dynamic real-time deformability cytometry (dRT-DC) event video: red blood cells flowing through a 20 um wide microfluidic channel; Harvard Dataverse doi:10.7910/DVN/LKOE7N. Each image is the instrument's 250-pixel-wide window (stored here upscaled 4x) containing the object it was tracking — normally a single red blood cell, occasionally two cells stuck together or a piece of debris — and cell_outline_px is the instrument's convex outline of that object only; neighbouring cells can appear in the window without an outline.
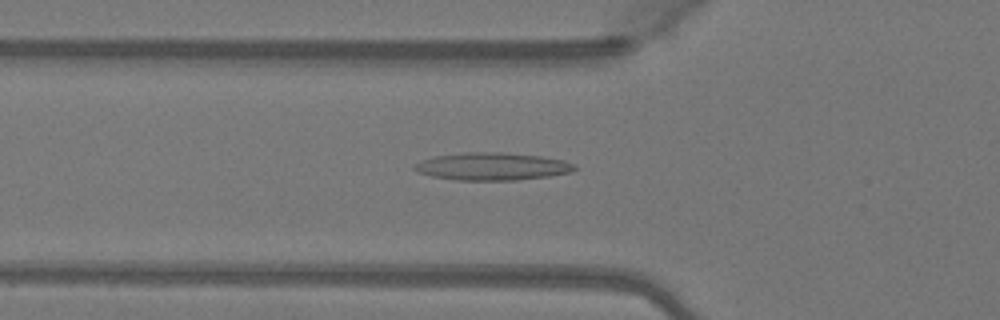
{"species": "Egyptian fruit bat (a non-hibernating species)", "species_latin": "Rousettus aegyptiacus", "temperature_condition": "warm", "stored_images_in_passage": 43, "camera_frame_rate_fps": 3000, "um_per_image_px": 0.085, "animal": {"sex": "female"}, "frame": {"image": 1, "passage_image": 11, "time_ms": 3.333, "image_size_px": [1000, 320], "cell_outline_px": [[576, 168], [572, 172], [548, 176], [516, 180], [456, 180], [432, 176], [416, 172], [412, 168], [416, 164], [424, 160], [436, 156], [468, 152], [504, 152], [540, 156], [564, 160], [572, 164]], "centroid_in_image_um": [41.84, 14.15], "position_along_channel_um": 84.0, "area_um2": 25.55}}
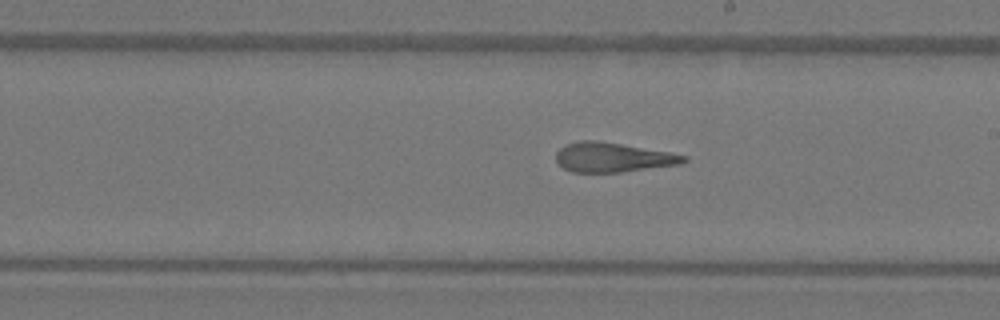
{"frame": {"image": 2, "passage_image": 22, "time_ms": 7.0, "image_size_px": [1000, 320], "cell_outline_px": [[688, 160], [680, 164], [620, 172], [572, 172], [564, 168], [556, 160], [556, 152], [564, 144], [580, 140], [596, 140], [668, 152], [688, 156]], "centroid_in_image_um": [52.06, 13.37], "position_along_channel_um": 236.9, "area_um2": 21.79}}
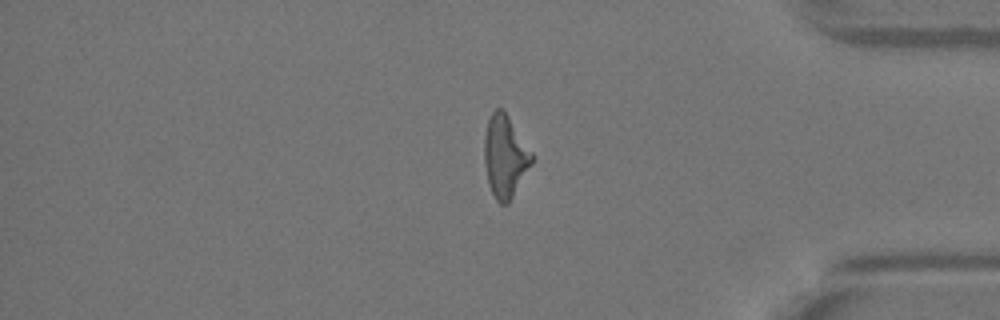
{"frame": {"image": 3, "passage_image": 35, "time_ms": 11.333, "image_size_px": [1000, 320], "cell_outline_px": [[532, 164], [508, 204], [500, 204], [496, 200], [488, 184], [484, 164], [484, 136], [488, 120], [492, 112], [496, 108], [504, 108], [532, 152]], "centroid_in_image_um": [42.92, 13.27], "position_along_channel_um": 392.3, "area_um2": 22.89}}